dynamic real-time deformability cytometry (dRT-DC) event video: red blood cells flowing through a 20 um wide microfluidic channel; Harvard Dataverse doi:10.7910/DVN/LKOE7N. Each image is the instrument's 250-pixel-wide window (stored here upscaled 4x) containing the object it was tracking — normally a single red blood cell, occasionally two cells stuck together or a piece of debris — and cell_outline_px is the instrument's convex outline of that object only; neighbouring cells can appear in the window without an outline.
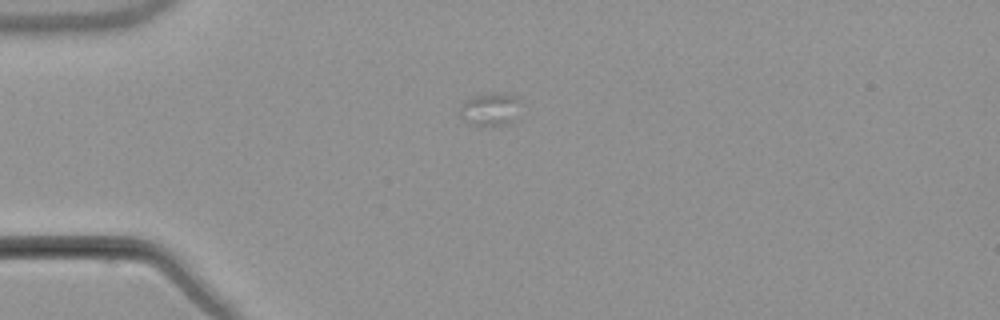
{"species": "common noctule bat (a hibernating species)", "species_latin": "Nyctalus noctula", "temperature_condition": "warm", "stored_images_in_passage": 4, "camera_frame_rate_fps": 3000, "um_per_image_px": 0.085, "animal": {"sex": "male", "body_mass_g": 21.5, "forearm_length_mm": 52.0}, "frame": {"image": 1, "passage_image": 2, "time_ms": 1.333, "image_size_px": [1000, 320], "cell_outline_px": [[516, 100], [512, 120], [508, 124], [484, 128], [468, 124], [460, 116], [460, 108], [468, 100], [476, 96], [492, 92], [496, 92], [512, 96]], "centroid_in_image_um": [41.54, 9.36], "position_along_channel_um": 43.5, "area_um2": 11.16}}